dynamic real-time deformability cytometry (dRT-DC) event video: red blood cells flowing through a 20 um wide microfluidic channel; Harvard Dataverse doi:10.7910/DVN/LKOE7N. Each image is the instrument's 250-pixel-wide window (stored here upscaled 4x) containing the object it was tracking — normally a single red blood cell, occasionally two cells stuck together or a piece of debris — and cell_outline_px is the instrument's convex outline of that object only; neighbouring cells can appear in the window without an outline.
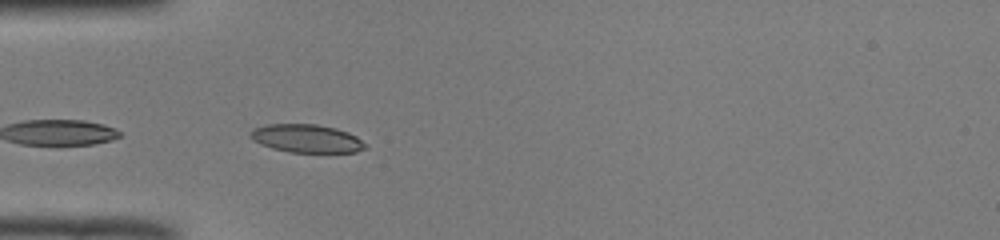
{"species": "common noctule bat (a hibernating species)", "species_latin": "Nyctalus noctula", "temperature_condition": "room temperature", "stored_images_in_passage": 9, "camera_frame_rate_fps": 3000, "um_per_image_px": 0.085, "animal": {"sex": "male", "body_mass_g": 19.0, "forearm_length_mm": 50.8}, "frame": {"image": 1, "passage_image": 2, "time_ms": 0.333, "image_size_px": [1000, 240], "cell_outline_px": [[368, 148], [356, 152], [288, 152], [272, 148], [260, 144], [252, 140], [248, 136], [252, 128], [264, 124], [316, 124], [336, 128], [348, 132], [356, 136], [368, 144]], "centroid_in_image_um": [26.05, 11.77], "position_along_channel_um": 59.0, "area_um2": 19.19}}